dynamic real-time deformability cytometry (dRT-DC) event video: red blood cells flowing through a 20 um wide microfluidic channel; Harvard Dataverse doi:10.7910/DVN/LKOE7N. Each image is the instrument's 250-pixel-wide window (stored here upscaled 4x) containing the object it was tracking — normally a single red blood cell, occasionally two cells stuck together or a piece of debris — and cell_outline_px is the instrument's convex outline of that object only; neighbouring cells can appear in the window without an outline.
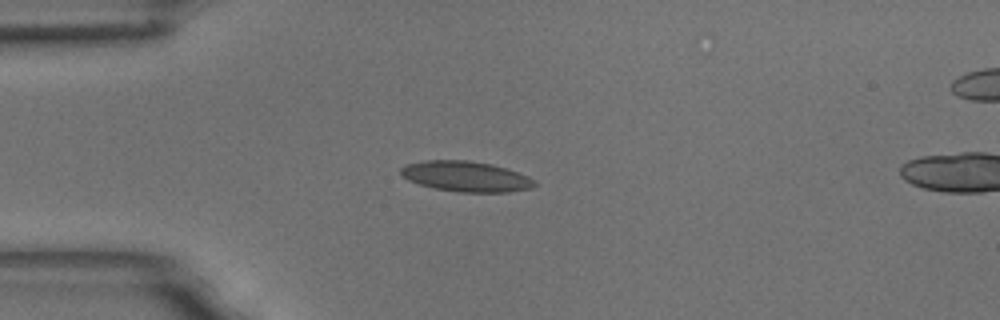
{"species": "common noctule bat (a hibernating species)", "species_latin": "Nyctalus noctula", "temperature_condition": "room temperature", "stored_images_in_passage": 20, "camera_frame_rate_fps": 3000, "um_per_image_px": 0.085, "animal": {"sex": "male", "body_mass_g": 18.8}, "frame": {"image": 1, "passage_image": 1, "time_ms": 0.0, "image_size_px": [1000, 320], "cell_outline_px": [[536, 184], [532, 188], [508, 192], [460, 192], [436, 188], [420, 184], [408, 180], [400, 176], [400, 168], [404, 164], [424, 160], [468, 160], [492, 164], [528, 176], [536, 180]], "centroid_in_image_um": [39.57, 14.99], "position_along_channel_um": 45.4, "area_um2": 23.76}}
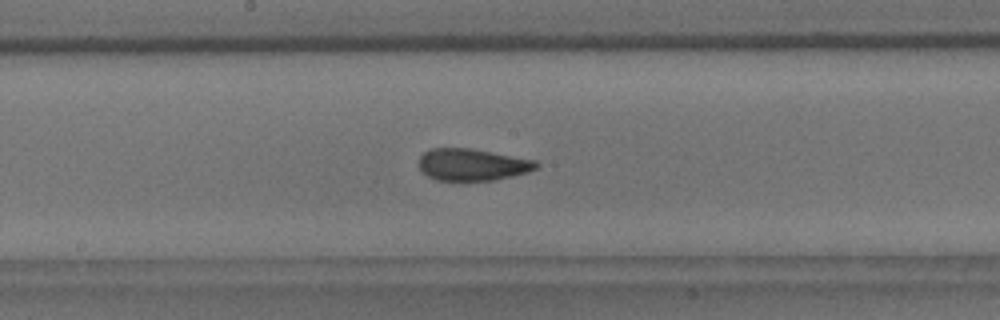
{"frame": {"image": 2, "passage_image": 16, "time_ms": 5.0, "image_size_px": [1000, 320], "cell_outline_px": [[540, 164], [536, 168], [528, 172], [512, 176], [492, 180], [436, 180], [428, 176], [420, 168], [420, 156], [428, 148], [472, 148], [536, 160]], "centroid_in_image_um": [40.16, 13.98], "position_along_channel_um": 208.0, "area_um2": 21.79}}